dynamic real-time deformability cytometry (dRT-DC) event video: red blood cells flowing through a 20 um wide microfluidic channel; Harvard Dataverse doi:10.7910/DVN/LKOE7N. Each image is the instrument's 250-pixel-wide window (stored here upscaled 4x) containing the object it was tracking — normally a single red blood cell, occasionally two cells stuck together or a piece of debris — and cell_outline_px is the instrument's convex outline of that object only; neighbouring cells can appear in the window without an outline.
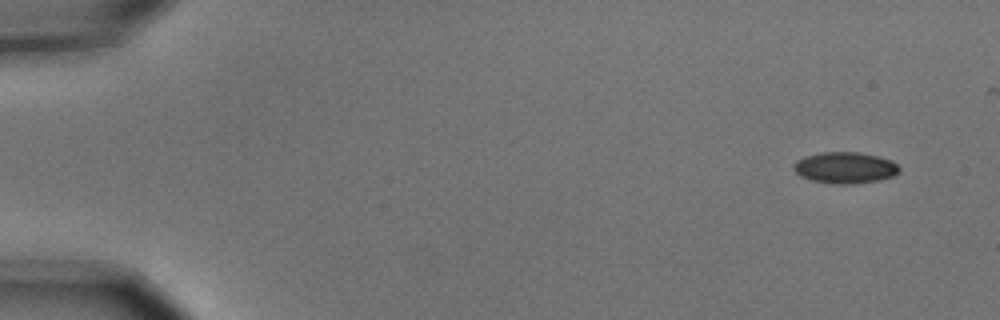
{"species": "common noctule bat (a hibernating species)", "species_latin": "Nyctalus noctula", "temperature_condition": "cold", "stored_images_in_passage": 6, "camera_frame_rate_fps": 3000, "um_per_image_px": 0.085, "animal": {"sex": "male", "body_mass_g": 15.6}, "frame": {"image": 1, "passage_image": 1, "time_ms": 0.0, "image_size_px": [1000, 320], "cell_outline_px": [[900, 172], [892, 176], [880, 180], [852, 184], [836, 184], [812, 180], [800, 176], [792, 168], [796, 160], [804, 156], [820, 152], [856, 152], [876, 156], [892, 160], [900, 168]], "centroid_in_image_um": [71.82, 14.25], "position_along_channel_um": 13.2, "area_um2": 19.31}}
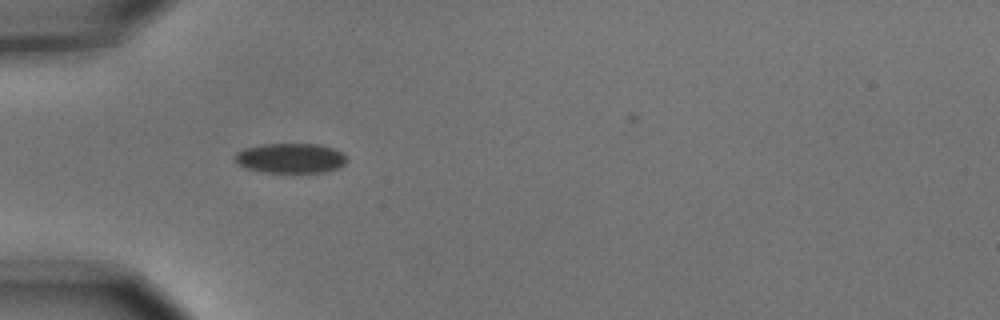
{"frame": {"image": 2, "passage_image": 5, "time_ms": 1.333, "image_size_px": [1000, 320], "cell_outline_px": [[348, 160], [344, 164], [336, 168], [324, 172], [264, 172], [244, 168], [236, 164], [236, 152], [244, 148], [260, 144], [320, 144], [344, 152]], "centroid_in_image_um": [24.69, 13.44], "position_along_channel_um": 60.3, "area_um2": 19.59}}
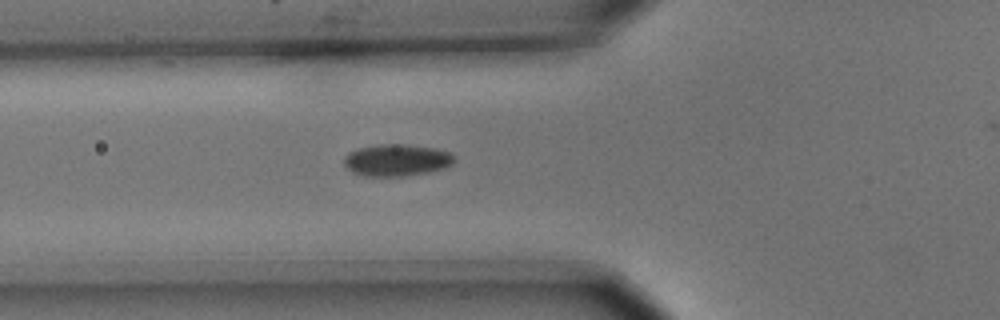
{"frame": {"image": 3, "passage_image": 6, "time_ms": 1.667, "image_size_px": [1000, 320], "cell_outline_px": [[456, 160], [452, 164], [444, 168], [428, 172], [404, 176], [364, 176], [352, 172], [344, 164], [344, 156], [348, 152], [356, 148], [380, 144], [404, 144], [436, 148], [448, 152], [456, 156]], "centroid_in_image_um": [33.71, 13.6], "position_along_channel_um": 92.1, "area_um2": 20.69}}